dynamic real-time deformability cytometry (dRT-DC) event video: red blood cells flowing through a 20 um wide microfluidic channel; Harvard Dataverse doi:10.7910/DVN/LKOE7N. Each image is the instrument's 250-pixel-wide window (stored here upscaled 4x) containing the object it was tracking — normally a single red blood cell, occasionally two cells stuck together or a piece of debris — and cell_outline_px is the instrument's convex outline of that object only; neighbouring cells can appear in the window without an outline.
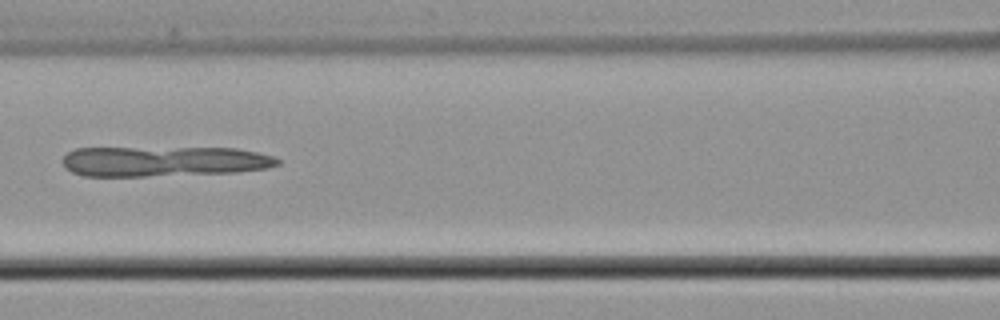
{"species": "common noctule bat (a hibernating species)", "species_latin": "Nyctalus noctula", "temperature_condition": "cold", "stored_images_in_passage": 51, "camera_frame_rate_fps": 3000, "um_per_image_px": 0.085, "animal": {"sex": "male", "body_mass_g": 21.5, "forearm_length_mm": 52.0}, "frame": {"image": 1, "passage_image": 23, "time_ms": 7.333, "image_size_px": [1000, 320], "cell_outline_px": [[280, 164], [268, 168], [236, 172], [144, 176], [84, 176], [72, 172], [64, 168], [64, 156], [68, 152], [76, 148], [236, 148], [256, 152], [272, 156], [280, 160]], "centroid_in_image_um": [13.92, 13.71], "position_along_channel_um": 152.7, "area_um2": 37.74}}
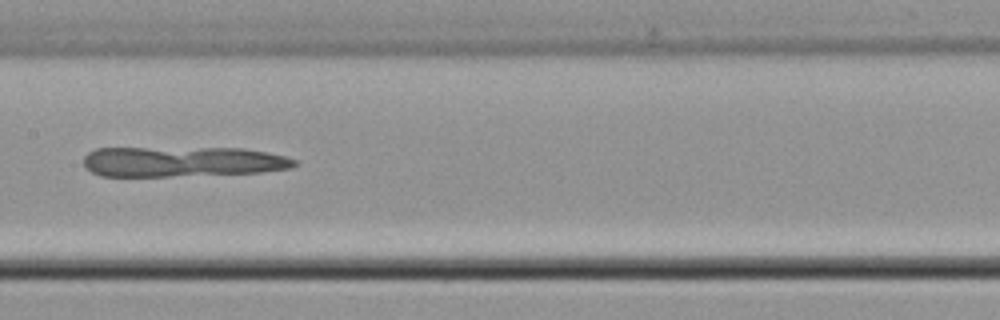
{"frame": {"image": 2, "passage_image": 26, "time_ms": 8.333, "image_size_px": [1000, 320], "cell_outline_px": [[296, 164], [292, 168], [264, 172], [168, 176], [100, 176], [84, 168], [84, 156], [88, 152], [96, 148], [244, 148], [284, 156], [296, 160]], "centroid_in_image_um": [15.46, 13.74], "position_along_channel_um": 191.9, "area_um2": 37.22}}